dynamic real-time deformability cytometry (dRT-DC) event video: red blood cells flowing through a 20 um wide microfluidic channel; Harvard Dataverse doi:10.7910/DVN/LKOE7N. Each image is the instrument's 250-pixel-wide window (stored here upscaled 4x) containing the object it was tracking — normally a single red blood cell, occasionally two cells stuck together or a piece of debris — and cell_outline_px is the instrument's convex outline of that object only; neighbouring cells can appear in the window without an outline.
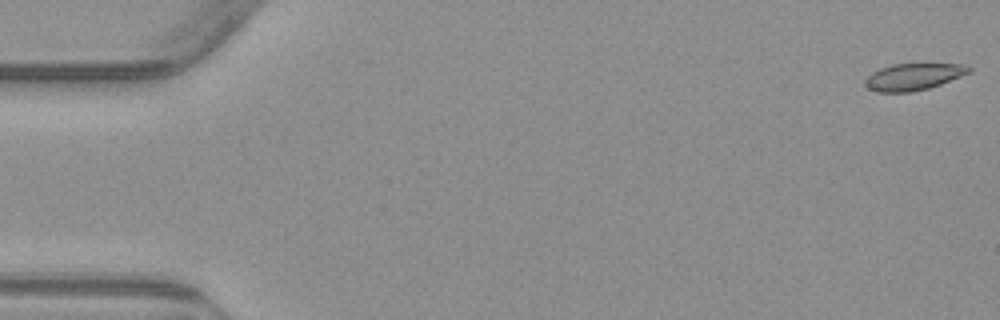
{"species": "common noctule bat (a hibernating species)", "species_latin": "Nyctalus noctula", "temperature_condition": "warm", "stored_images_in_passage": 54, "camera_frame_rate_fps": 3000, "um_per_image_px": 0.085, "animal": {"sex": "male", "body_mass_g": 23.1, "forearm_length_mm": 52.7}, "frame": {"image": 1, "passage_image": 1, "time_ms": 0.0, "image_size_px": [1000, 320], "cell_outline_px": [[972, 72], [940, 84], [928, 88], [912, 92], [876, 92], [868, 88], [864, 84], [864, 80], [872, 72], [880, 68], [892, 64], [968, 64], [972, 68]], "centroid_in_image_um": [77.65, 6.52], "position_along_channel_um": 7.4, "area_um2": 16.3}}
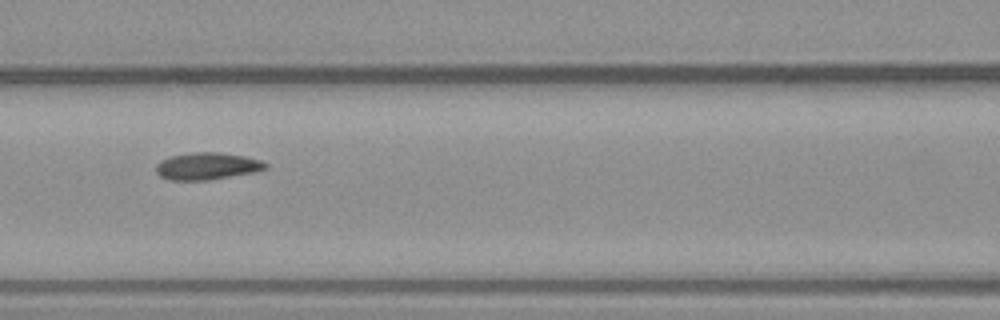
{"frame": {"image": 2, "passage_image": 24, "time_ms": 7.667, "image_size_px": [1000, 320], "cell_outline_px": [[268, 168], [256, 172], [208, 180], [168, 180], [160, 176], [156, 172], [156, 164], [160, 160], [172, 156], [196, 152], [220, 152], [244, 156], [260, 160], [268, 164]], "centroid_in_image_um": [17.61, 14.12], "position_along_channel_um": 149.0, "area_um2": 17.34}}
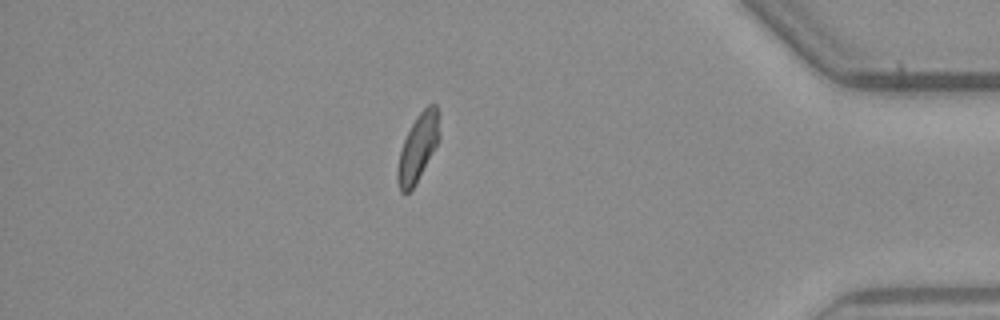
{"frame": {"image": 3, "passage_image": 47, "time_ms": 15.333, "image_size_px": [1000, 320], "cell_outline_px": [[440, 136], [436, 144], [412, 188], [408, 192], [400, 192], [396, 180], [396, 172], [400, 152], [404, 140], [412, 124], [420, 112], [428, 104], [436, 104], [440, 112]], "centroid_in_image_um": [35.53, 12.49], "position_along_channel_um": 399.7, "area_um2": 16.07}, "authors_computed_cell_mechanics": {"area_um2": 17.051, "velocity_mm_per_s": 3.8174, "shape_relaxation_time_tau1_ms": null, "shape_relaxation_time_tau2_ms": 2.2224, "deformation_change_tau1": null, "deformation_change_tau2": 0.0691}}